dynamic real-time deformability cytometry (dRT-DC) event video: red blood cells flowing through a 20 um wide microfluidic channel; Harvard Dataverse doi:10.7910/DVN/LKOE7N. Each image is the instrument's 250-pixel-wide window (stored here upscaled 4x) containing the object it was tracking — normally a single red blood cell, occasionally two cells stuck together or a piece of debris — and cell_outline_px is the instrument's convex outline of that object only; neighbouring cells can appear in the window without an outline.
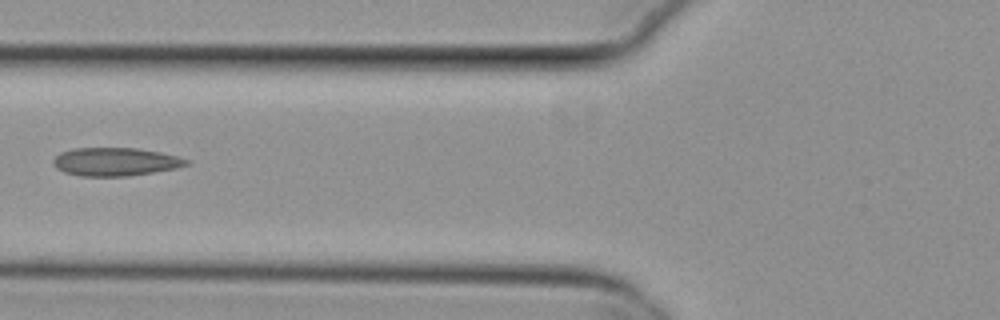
{"species": "common noctule bat (a hibernating species)", "species_latin": "Nyctalus noctula", "temperature_condition": "cold", "stored_images_in_passage": 6, "camera_frame_rate_fps": 3000, "um_per_image_px": 0.085, "animal": {"sex": "female", "body_mass_g": 29.2, "forearm_length_mm": 56.3}, "frame": {"image": 1, "passage_image": 5, "time_ms": 1.333, "image_size_px": [1000, 320], "cell_outline_px": [[188, 164], [176, 168], [128, 176], [80, 176], [64, 172], [56, 168], [52, 164], [52, 160], [60, 152], [72, 148], [136, 148], [160, 152], [176, 156], [188, 160]], "centroid_in_image_um": [9.74, 13.75], "position_along_channel_um": 116.1, "area_um2": 21.85}}
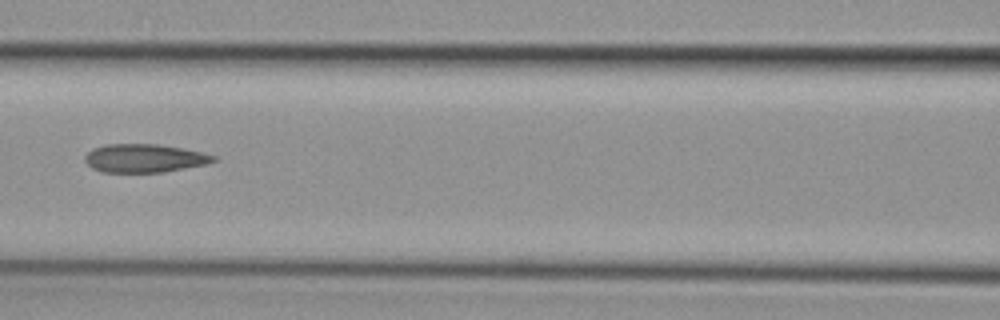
{"frame": {"image": 2, "passage_image": 6, "time_ms": 1.667, "image_size_px": [1000, 320], "cell_outline_px": [[216, 160], [208, 164], [164, 172], [100, 172], [92, 168], [84, 160], [84, 156], [92, 148], [104, 144], [160, 144], [184, 148], [216, 156]], "centroid_in_image_um": [12.26, 13.44], "position_along_channel_um": 154.3, "area_um2": 21.44}}